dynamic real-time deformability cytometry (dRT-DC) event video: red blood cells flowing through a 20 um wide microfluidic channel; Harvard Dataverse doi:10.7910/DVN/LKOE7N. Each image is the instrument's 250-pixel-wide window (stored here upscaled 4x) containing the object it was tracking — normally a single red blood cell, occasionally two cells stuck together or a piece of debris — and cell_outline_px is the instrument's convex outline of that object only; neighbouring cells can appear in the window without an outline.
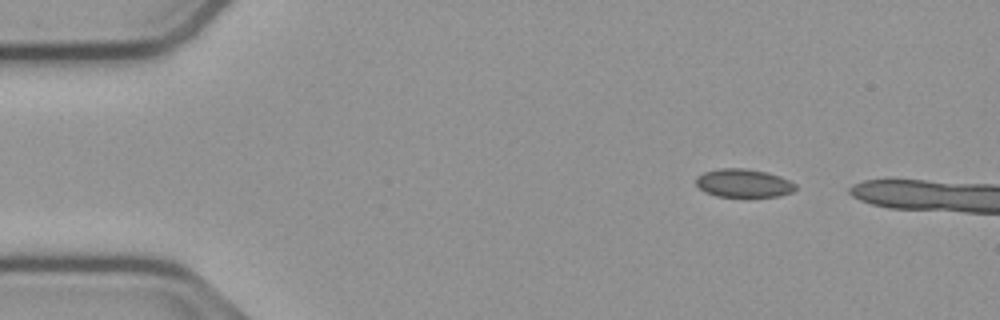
{"species": "common noctule bat (a hibernating species)", "species_latin": "Nyctalus noctula", "temperature_condition": "cold", "stored_images_in_passage": 14, "camera_frame_rate_fps": 3000, "um_per_image_px": 0.085, "animal": {"sex": "male", "body_mass_g": 23.1, "forearm_length_mm": 52.7}, "frame": {"image": 1, "passage_image": 7, "time_ms": 2.0, "image_size_px": [1000, 320], "cell_outline_px": [[796, 188], [792, 192], [780, 196], [716, 196], [704, 192], [696, 184], [696, 176], [704, 172], [720, 168], [744, 168], [768, 172], [780, 176], [796, 184]], "centroid_in_image_um": [63.19, 15.56], "position_along_channel_um": 21.8, "area_um2": 16.42}}